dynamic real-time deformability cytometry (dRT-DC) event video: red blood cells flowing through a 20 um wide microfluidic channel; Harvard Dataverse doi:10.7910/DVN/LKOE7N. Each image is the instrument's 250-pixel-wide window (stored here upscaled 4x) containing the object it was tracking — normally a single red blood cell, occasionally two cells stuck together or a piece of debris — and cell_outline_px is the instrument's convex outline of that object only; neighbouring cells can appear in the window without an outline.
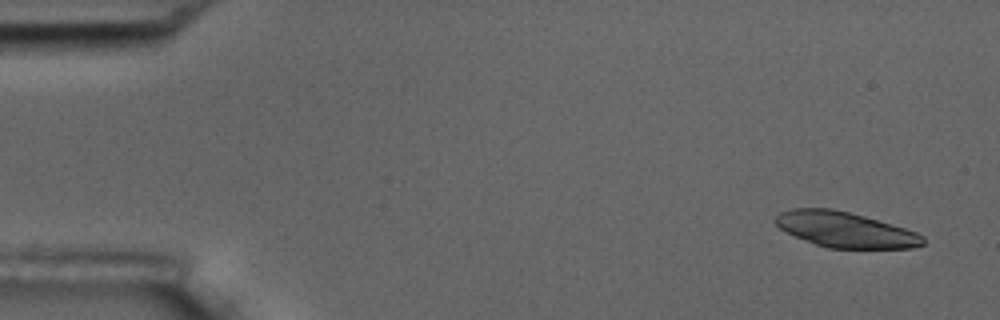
{"species": "common noctule bat (a hibernating species)", "species_latin": "Nyctalus noctula", "temperature_condition": "room temperature", "stored_images_in_passage": 6, "camera_frame_rate_fps": 3000, "um_per_image_px": 0.085, "animal": {"sex": "male", "body_mass_g": 17.5, "forearm_length_mm": 52.3}, "frame": {"image": 1, "passage_image": 1, "time_ms": 0.0, "image_size_px": [1000, 320], "cell_outline_px": [[924, 244], [912, 248], [828, 248], [816, 244], [796, 236], [780, 228], [772, 220], [780, 212], [792, 208], [832, 208], [864, 216], [904, 228], [916, 232], [924, 236]], "centroid_in_image_um": [71.83, 19.51], "position_along_channel_um": 13.2, "area_um2": 30.17}}